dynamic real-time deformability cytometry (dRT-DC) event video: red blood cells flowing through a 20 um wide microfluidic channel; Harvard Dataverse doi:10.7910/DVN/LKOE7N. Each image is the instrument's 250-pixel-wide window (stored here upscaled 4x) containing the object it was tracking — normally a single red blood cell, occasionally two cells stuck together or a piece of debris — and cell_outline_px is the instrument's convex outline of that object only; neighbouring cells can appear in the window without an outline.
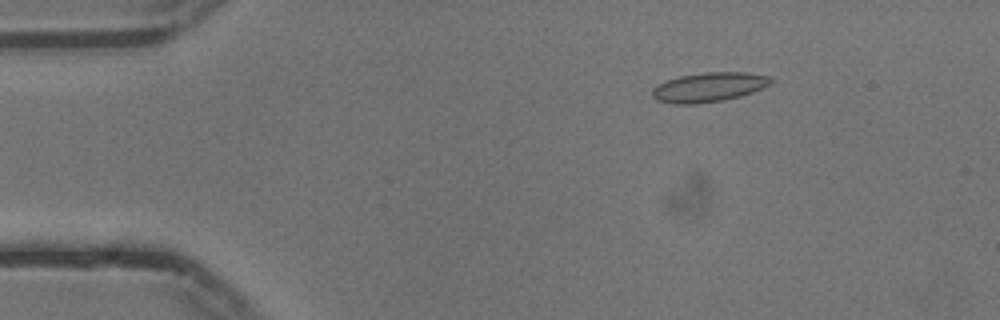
{"species": "common noctule bat (a hibernating species)", "species_latin": "Nyctalus noctula", "temperature_condition": "cold", "stored_images_in_passage": 52, "camera_frame_rate_fps": 3000, "um_per_image_px": 0.085, "animal": {"sex": "male", "body_mass_g": 13.3}, "frame": {"image": 1, "passage_image": 6, "time_ms": 1.667, "image_size_px": [1000, 320], "cell_outline_px": [[776, 80], [772, 84], [752, 92], [740, 96], [724, 100], [696, 104], [672, 104], [656, 100], [652, 96], [652, 88], [668, 80], [680, 76], [704, 72], [748, 72], [772, 76]], "centroid_in_image_um": [60.31, 7.4], "position_along_channel_um": 24.7, "area_um2": 20.58}}
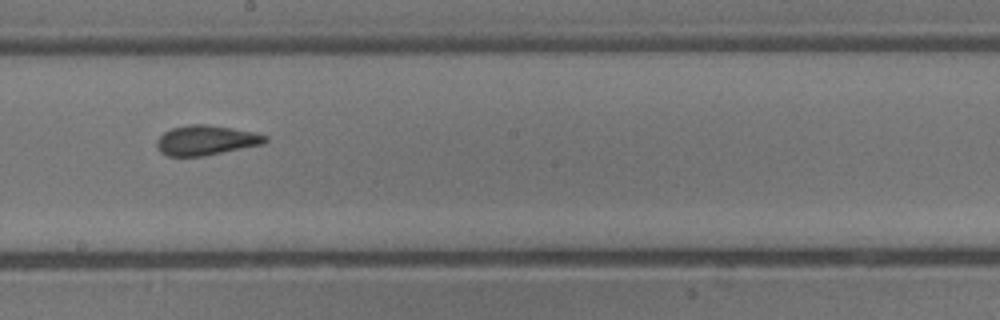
{"frame": {"image": 2, "passage_image": 28, "time_ms": 9.0, "image_size_px": [1000, 320], "cell_outline_px": [[268, 140], [264, 144], [204, 156], [168, 156], [160, 152], [156, 148], [156, 140], [164, 132], [172, 128], [188, 124], [208, 124], [256, 132], [268, 136]], "centroid_in_image_um": [17.52, 11.92], "position_along_channel_um": 230.7, "area_um2": 19.07}}
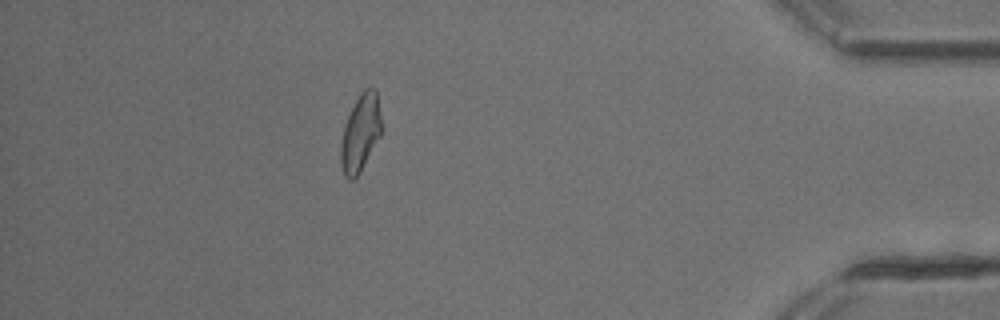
{"frame": {"image": 3, "passage_image": 46, "time_ms": 15.0, "image_size_px": [1000, 320], "cell_outline_px": [[384, 132], [360, 172], [352, 180], [348, 180], [344, 176], [340, 164], [340, 144], [344, 124], [360, 92], [364, 88], [376, 88]], "centroid_in_image_um": [30.66, 11.31], "position_along_channel_um": 404.5, "area_um2": 18.84}, "authors_computed_cell_mechanics": {"area_um2": 18.7561, "velocity_mm_per_s": 3.7396, "shape_relaxation_time_tau1_ms": 4.1828, "shape_relaxation_time_tau2_ms": 1.0165, "deformation_change_tau1": 0.1338, "deformation_change_tau2": 0.0697}}